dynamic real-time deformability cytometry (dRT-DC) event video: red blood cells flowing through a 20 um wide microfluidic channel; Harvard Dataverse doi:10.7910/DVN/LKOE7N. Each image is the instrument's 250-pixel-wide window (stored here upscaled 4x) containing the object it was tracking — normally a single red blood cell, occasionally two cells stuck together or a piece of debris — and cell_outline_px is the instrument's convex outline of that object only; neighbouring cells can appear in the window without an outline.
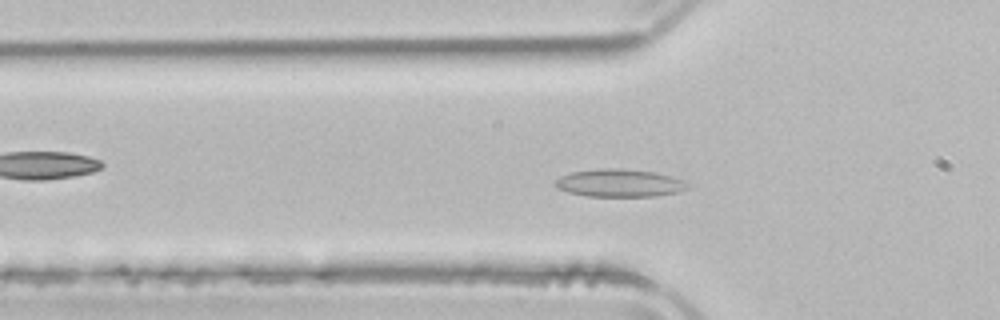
{"species": "common noctule bat (a hibernating species)", "species_latin": "Nyctalus noctula", "temperature_condition": "room temperature", "stored_images_in_passage": 49, "camera_frame_rate_fps": 3000, "um_per_image_px": 0.085, "animal": {"sex": "male", "body_mass_g": 21.5, "forearm_length_mm": 52.0}, "frame": {"image": 1, "passage_image": 14, "time_ms": 4.333, "image_size_px": [1000, 320], "cell_outline_px": [[688, 188], [680, 192], [656, 196], [588, 196], [568, 192], [556, 188], [556, 180], [560, 176], [572, 172], [596, 168], [624, 168], [652, 172], [672, 176], [688, 184]], "centroid_in_image_um": [52.64, 15.55], "position_along_channel_um": 73.2, "area_um2": 21.39}}
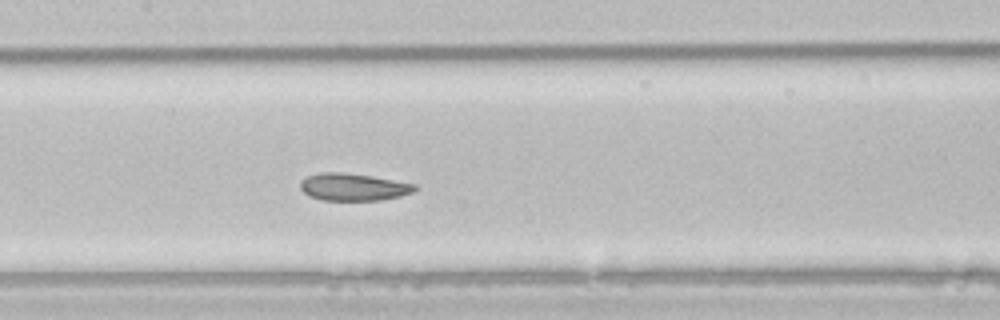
{"frame": {"image": 2, "passage_image": 22, "time_ms": 7.0, "image_size_px": [1000, 320], "cell_outline_px": [[420, 188], [412, 192], [400, 196], [380, 200], [324, 200], [308, 196], [300, 188], [300, 180], [308, 176], [320, 172], [340, 172], [372, 176], [416, 184]], "centroid_in_image_um": [30.03, 15.89], "position_along_channel_um": 177.4, "area_um2": 18.26}}
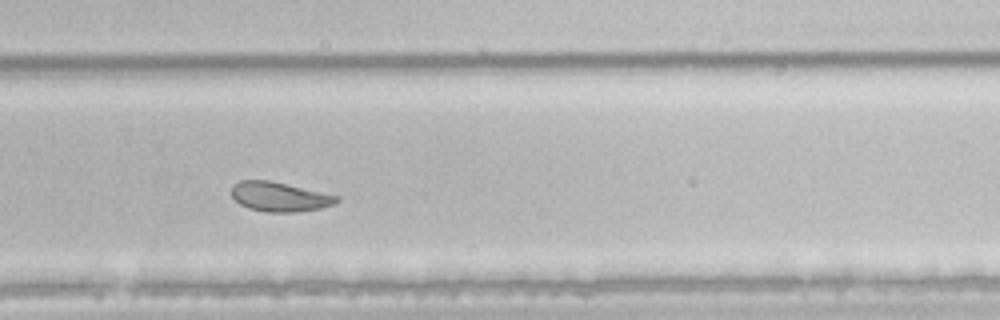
{"frame": {"image": 3, "passage_image": 32, "time_ms": 10.333, "image_size_px": [1000, 320], "cell_outline_px": [[340, 200], [332, 204], [320, 208], [296, 212], [268, 212], [248, 208], [240, 204], [232, 196], [232, 184], [240, 180], [268, 180], [340, 196]], "centroid_in_image_um": [23.74, 16.72], "position_along_channel_um": 306.1, "area_um2": 17.92}, "authors_computed_cell_mechanics": {"area_um2": 21.386, "velocity_mm_per_s": 3.8819, "shape_relaxation_time_tau1_ms": 9.9818, "shape_relaxation_time_tau2_ms": 1.1614, "deformation_change_tau1": 0.1691, "deformation_change_tau2": 0.0504}}